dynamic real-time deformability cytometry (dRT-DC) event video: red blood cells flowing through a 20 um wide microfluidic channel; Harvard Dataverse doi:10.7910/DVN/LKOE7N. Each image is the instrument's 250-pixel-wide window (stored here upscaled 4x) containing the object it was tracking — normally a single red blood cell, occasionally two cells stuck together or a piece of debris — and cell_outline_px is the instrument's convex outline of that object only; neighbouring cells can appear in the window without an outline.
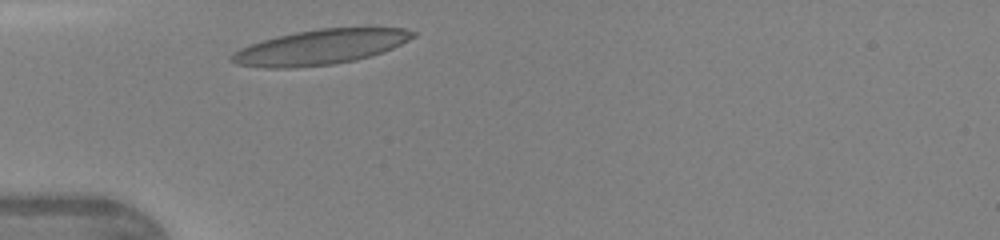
{"species": "human", "species_latin": "Homo sapiens", "temperature_condition": "warm", "stored_images_in_passage": 1, "camera_frame_rate_fps": 3000, "um_per_image_px": 0.085, "donor": {"sex": "female"}, "frame": {"image": 1, "passage_image": 1, "time_ms": 0.0, "image_size_px": [1000, 240], "cell_outline_px": [[416, 36], [384, 52], [356, 60], [332, 64], [292, 68], [264, 68], [236, 64], [232, 60], [232, 56], [240, 48], [264, 40], [296, 32], [320, 28], [404, 28], [416, 32]], "centroid_in_image_um": [27.27, 4.01], "position_along_channel_um": 57.7, "area_um2": 36.47}}